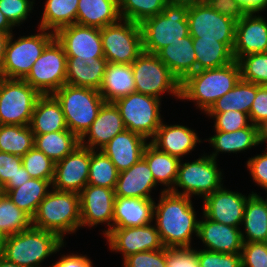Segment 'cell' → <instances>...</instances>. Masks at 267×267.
I'll return each instance as SVG.
<instances>
[{"instance_id":"816d5d0a","label":"cell","mask_w":267,"mask_h":267,"mask_svg":"<svg viewBox=\"0 0 267 267\" xmlns=\"http://www.w3.org/2000/svg\"><path fill=\"white\" fill-rule=\"evenodd\" d=\"M242 267H267V242H244Z\"/></svg>"},{"instance_id":"03108f58","label":"cell","mask_w":267,"mask_h":267,"mask_svg":"<svg viewBox=\"0 0 267 267\" xmlns=\"http://www.w3.org/2000/svg\"><path fill=\"white\" fill-rule=\"evenodd\" d=\"M5 236L0 232V256L2 255Z\"/></svg>"},{"instance_id":"9f6ffc18","label":"cell","mask_w":267,"mask_h":267,"mask_svg":"<svg viewBox=\"0 0 267 267\" xmlns=\"http://www.w3.org/2000/svg\"><path fill=\"white\" fill-rule=\"evenodd\" d=\"M204 2L214 11L234 19L236 22L247 13L236 0H206Z\"/></svg>"},{"instance_id":"d590c367","label":"cell","mask_w":267,"mask_h":267,"mask_svg":"<svg viewBox=\"0 0 267 267\" xmlns=\"http://www.w3.org/2000/svg\"><path fill=\"white\" fill-rule=\"evenodd\" d=\"M193 48L196 55V71L225 66L234 62L232 50L216 40H200L193 37Z\"/></svg>"},{"instance_id":"f1b7e54d","label":"cell","mask_w":267,"mask_h":267,"mask_svg":"<svg viewBox=\"0 0 267 267\" xmlns=\"http://www.w3.org/2000/svg\"><path fill=\"white\" fill-rule=\"evenodd\" d=\"M107 60L93 57H67L66 84L99 90Z\"/></svg>"},{"instance_id":"8fae6325","label":"cell","mask_w":267,"mask_h":267,"mask_svg":"<svg viewBox=\"0 0 267 267\" xmlns=\"http://www.w3.org/2000/svg\"><path fill=\"white\" fill-rule=\"evenodd\" d=\"M104 58L109 63L132 64L143 52L140 24L120 19L101 28Z\"/></svg>"},{"instance_id":"4dcf8cb0","label":"cell","mask_w":267,"mask_h":267,"mask_svg":"<svg viewBox=\"0 0 267 267\" xmlns=\"http://www.w3.org/2000/svg\"><path fill=\"white\" fill-rule=\"evenodd\" d=\"M132 64L107 63L99 93L105 102L113 103L135 92Z\"/></svg>"},{"instance_id":"277c9868","label":"cell","mask_w":267,"mask_h":267,"mask_svg":"<svg viewBox=\"0 0 267 267\" xmlns=\"http://www.w3.org/2000/svg\"><path fill=\"white\" fill-rule=\"evenodd\" d=\"M66 243L57 234L31 226L18 234L5 237L2 256L22 267H42Z\"/></svg>"},{"instance_id":"9a60e30c","label":"cell","mask_w":267,"mask_h":267,"mask_svg":"<svg viewBox=\"0 0 267 267\" xmlns=\"http://www.w3.org/2000/svg\"><path fill=\"white\" fill-rule=\"evenodd\" d=\"M103 237L109 250L122 254L123 260L138 252L165 248L153 222L144 226L112 228Z\"/></svg>"},{"instance_id":"8992f818","label":"cell","mask_w":267,"mask_h":267,"mask_svg":"<svg viewBox=\"0 0 267 267\" xmlns=\"http://www.w3.org/2000/svg\"><path fill=\"white\" fill-rule=\"evenodd\" d=\"M59 101L68 129L79 139L90 128L105 103L98 90L64 84L53 94Z\"/></svg>"},{"instance_id":"9c48e42d","label":"cell","mask_w":267,"mask_h":267,"mask_svg":"<svg viewBox=\"0 0 267 267\" xmlns=\"http://www.w3.org/2000/svg\"><path fill=\"white\" fill-rule=\"evenodd\" d=\"M135 92L162 100L165 93L180 100V81L156 54L142 52L132 63Z\"/></svg>"},{"instance_id":"e7e4bbea","label":"cell","mask_w":267,"mask_h":267,"mask_svg":"<svg viewBox=\"0 0 267 267\" xmlns=\"http://www.w3.org/2000/svg\"><path fill=\"white\" fill-rule=\"evenodd\" d=\"M263 144H267V120L259 127Z\"/></svg>"},{"instance_id":"6da1fadb","label":"cell","mask_w":267,"mask_h":267,"mask_svg":"<svg viewBox=\"0 0 267 267\" xmlns=\"http://www.w3.org/2000/svg\"><path fill=\"white\" fill-rule=\"evenodd\" d=\"M154 203L153 223L165 248L193 247V235H198L197 213L188 196L160 189Z\"/></svg>"},{"instance_id":"4316f807","label":"cell","mask_w":267,"mask_h":267,"mask_svg":"<svg viewBox=\"0 0 267 267\" xmlns=\"http://www.w3.org/2000/svg\"><path fill=\"white\" fill-rule=\"evenodd\" d=\"M156 55L170 69L180 83L196 72V55L193 37L187 35L160 49Z\"/></svg>"},{"instance_id":"5b68a950","label":"cell","mask_w":267,"mask_h":267,"mask_svg":"<svg viewBox=\"0 0 267 267\" xmlns=\"http://www.w3.org/2000/svg\"><path fill=\"white\" fill-rule=\"evenodd\" d=\"M189 5L167 3L162 13L145 19L141 24L143 51L156 54L163 47L189 34Z\"/></svg>"},{"instance_id":"680465c9","label":"cell","mask_w":267,"mask_h":267,"mask_svg":"<svg viewBox=\"0 0 267 267\" xmlns=\"http://www.w3.org/2000/svg\"><path fill=\"white\" fill-rule=\"evenodd\" d=\"M247 12H263L267 8V0H236Z\"/></svg>"},{"instance_id":"7dc6e473","label":"cell","mask_w":267,"mask_h":267,"mask_svg":"<svg viewBox=\"0 0 267 267\" xmlns=\"http://www.w3.org/2000/svg\"><path fill=\"white\" fill-rule=\"evenodd\" d=\"M205 114L215 120L214 131L234 132L252 124L249 114L244 112L230 110L226 112H206Z\"/></svg>"},{"instance_id":"7402d4cb","label":"cell","mask_w":267,"mask_h":267,"mask_svg":"<svg viewBox=\"0 0 267 267\" xmlns=\"http://www.w3.org/2000/svg\"><path fill=\"white\" fill-rule=\"evenodd\" d=\"M124 130L126 128L116 105L105 102L90 128L80 138V145L91 150H100Z\"/></svg>"},{"instance_id":"484cf974","label":"cell","mask_w":267,"mask_h":267,"mask_svg":"<svg viewBox=\"0 0 267 267\" xmlns=\"http://www.w3.org/2000/svg\"><path fill=\"white\" fill-rule=\"evenodd\" d=\"M215 134L204 141H208L214 148L212 153L208 154L217 160V156L223 153H241L245 150H251L259 144L263 145L262 136L258 126L251 124L249 127L234 131L222 132L214 131Z\"/></svg>"},{"instance_id":"f546056e","label":"cell","mask_w":267,"mask_h":267,"mask_svg":"<svg viewBox=\"0 0 267 267\" xmlns=\"http://www.w3.org/2000/svg\"><path fill=\"white\" fill-rule=\"evenodd\" d=\"M29 126L33 134H45L68 129L62 107L53 94L39 96Z\"/></svg>"},{"instance_id":"83f0119b","label":"cell","mask_w":267,"mask_h":267,"mask_svg":"<svg viewBox=\"0 0 267 267\" xmlns=\"http://www.w3.org/2000/svg\"><path fill=\"white\" fill-rule=\"evenodd\" d=\"M154 199L116 196L113 228L144 226L153 222Z\"/></svg>"},{"instance_id":"c3c4849f","label":"cell","mask_w":267,"mask_h":267,"mask_svg":"<svg viewBox=\"0 0 267 267\" xmlns=\"http://www.w3.org/2000/svg\"><path fill=\"white\" fill-rule=\"evenodd\" d=\"M35 0H0V11L14 27L27 21L34 9Z\"/></svg>"},{"instance_id":"f35d334b","label":"cell","mask_w":267,"mask_h":267,"mask_svg":"<svg viewBox=\"0 0 267 267\" xmlns=\"http://www.w3.org/2000/svg\"><path fill=\"white\" fill-rule=\"evenodd\" d=\"M257 92V84L240 81L225 95L215 101L207 112L239 111L250 113Z\"/></svg>"},{"instance_id":"be15d7a7","label":"cell","mask_w":267,"mask_h":267,"mask_svg":"<svg viewBox=\"0 0 267 267\" xmlns=\"http://www.w3.org/2000/svg\"><path fill=\"white\" fill-rule=\"evenodd\" d=\"M0 267H22V266H19L18 264H15L9 261L8 259H6L5 257L1 255L0 256Z\"/></svg>"},{"instance_id":"4fadbf2b","label":"cell","mask_w":267,"mask_h":267,"mask_svg":"<svg viewBox=\"0 0 267 267\" xmlns=\"http://www.w3.org/2000/svg\"><path fill=\"white\" fill-rule=\"evenodd\" d=\"M39 96L24 79L4 78L0 86V125H29Z\"/></svg>"},{"instance_id":"91938a15","label":"cell","mask_w":267,"mask_h":267,"mask_svg":"<svg viewBox=\"0 0 267 267\" xmlns=\"http://www.w3.org/2000/svg\"><path fill=\"white\" fill-rule=\"evenodd\" d=\"M14 26L9 22L5 15L0 11V32L12 34Z\"/></svg>"},{"instance_id":"f5cc1de1","label":"cell","mask_w":267,"mask_h":267,"mask_svg":"<svg viewBox=\"0 0 267 267\" xmlns=\"http://www.w3.org/2000/svg\"><path fill=\"white\" fill-rule=\"evenodd\" d=\"M166 267H199L198 248H166Z\"/></svg>"},{"instance_id":"30bf717a","label":"cell","mask_w":267,"mask_h":267,"mask_svg":"<svg viewBox=\"0 0 267 267\" xmlns=\"http://www.w3.org/2000/svg\"><path fill=\"white\" fill-rule=\"evenodd\" d=\"M161 102L154 96L133 92L113 103L119 110L125 128L150 140L164 120L160 113Z\"/></svg>"},{"instance_id":"44dd1931","label":"cell","mask_w":267,"mask_h":267,"mask_svg":"<svg viewBox=\"0 0 267 267\" xmlns=\"http://www.w3.org/2000/svg\"><path fill=\"white\" fill-rule=\"evenodd\" d=\"M200 219L197 238L204 244L205 250L225 254H241L244 243L241 228L224 225L210 220L204 215Z\"/></svg>"},{"instance_id":"1f68e13d","label":"cell","mask_w":267,"mask_h":267,"mask_svg":"<svg viewBox=\"0 0 267 267\" xmlns=\"http://www.w3.org/2000/svg\"><path fill=\"white\" fill-rule=\"evenodd\" d=\"M121 19L118 0H79L76 24L104 28Z\"/></svg>"},{"instance_id":"2e32d148","label":"cell","mask_w":267,"mask_h":267,"mask_svg":"<svg viewBox=\"0 0 267 267\" xmlns=\"http://www.w3.org/2000/svg\"><path fill=\"white\" fill-rule=\"evenodd\" d=\"M81 227H97L106 224L107 228L102 231L105 236L113 228L114 216V189L86 185L79 193Z\"/></svg>"},{"instance_id":"cb8c5ba5","label":"cell","mask_w":267,"mask_h":267,"mask_svg":"<svg viewBox=\"0 0 267 267\" xmlns=\"http://www.w3.org/2000/svg\"><path fill=\"white\" fill-rule=\"evenodd\" d=\"M149 143L144 136L128 129L114 136L100 150L107 155L116 169L121 172L129 169L142 157Z\"/></svg>"},{"instance_id":"52a82bcc","label":"cell","mask_w":267,"mask_h":267,"mask_svg":"<svg viewBox=\"0 0 267 267\" xmlns=\"http://www.w3.org/2000/svg\"><path fill=\"white\" fill-rule=\"evenodd\" d=\"M202 155V156H201ZM193 162L180 160L178 176L171 192L193 198L204 199L224 185L223 172L211 156L201 154ZM178 187L182 190L179 191Z\"/></svg>"},{"instance_id":"60d3db41","label":"cell","mask_w":267,"mask_h":267,"mask_svg":"<svg viewBox=\"0 0 267 267\" xmlns=\"http://www.w3.org/2000/svg\"><path fill=\"white\" fill-rule=\"evenodd\" d=\"M32 226V218L0 192V232L5 236L18 234Z\"/></svg>"},{"instance_id":"ee69618b","label":"cell","mask_w":267,"mask_h":267,"mask_svg":"<svg viewBox=\"0 0 267 267\" xmlns=\"http://www.w3.org/2000/svg\"><path fill=\"white\" fill-rule=\"evenodd\" d=\"M121 19L141 24L145 19L162 13L166 0H118Z\"/></svg>"},{"instance_id":"d4e9b609","label":"cell","mask_w":267,"mask_h":267,"mask_svg":"<svg viewBox=\"0 0 267 267\" xmlns=\"http://www.w3.org/2000/svg\"><path fill=\"white\" fill-rule=\"evenodd\" d=\"M153 174L142 157L129 169L119 172V177L114 189L115 196L125 198H152L151 192L156 189Z\"/></svg>"},{"instance_id":"6125c7cd","label":"cell","mask_w":267,"mask_h":267,"mask_svg":"<svg viewBox=\"0 0 267 267\" xmlns=\"http://www.w3.org/2000/svg\"><path fill=\"white\" fill-rule=\"evenodd\" d=\"M169 4H185V5H193L195 3H199V0H166Z\"/></svg>"},{"instance_id":"7bdbcfd3","label":"cell","mask_w":267,"mask_h":267,"mask_svg":"<svg viewBox=\"0 0 267 267\" xmlns=\"http://www.w3.org/2000/svg\"><path fill=\"white\" fill-rule=\"evenodd\" d=\"M29 173L22 165L21 156L0 151V189L10 191L20 187L30 179Z\"/></svg>"},{"instance_id":"74e56055","label":"cell","mask_w":267,"mask_h":267,"mask_svg":"<svg viewBox=\"0 0 267 267\" xmlns=\"http://www.w3.org/2000/svg\"><path fill=\"white\" fill-rule=\"evenodd\" d=\"M79 0H46L38 28L56 33L60 28L76 24Z\"/></svg>"},{"instance_id":"94428289","label":"cell","mask_w":267,"mask_h":267,"mask_svg":"<svg viewBox=\"0 0 267 267\" xmlns=\"http://www.w3.org/2000/svg\"><path fill=\"white\" fill-rule=\"evenodd\" d=\"M9 34L0 32V69L3 65L5 58V47L9 38Z\"/></svg>"},{"instance_id":"f6af8a7d","label":"cell","mask_w":267,"mask_h":267,"mask_svg":"<svg viewBox=\"0 0 267 267\" xmlns=\"http://www.w3.org/2000/svg\"><path fill=\"white\" fill-rule=\"evenodd\" d=\"M238 63L242 80L267 85V52L242 56Z\"/></svg>"},{"instance_id":"ba28073f","label":"cell","mask_w":267,"mask_h":267,"mask_svg":"<svg viewBox=\"0 0 267 267\" xmlns=\"http://www.w3.org/2000/svg\"><path fill=\"white\" fill-rule=\"evenodd\" d=\"M37 34L23 35L14 39L10 34L5 47V58L0 69L4 78L24 79L46 46L55 38V33L38 28Z\"/></svg>"},{"instance_id":"ffe728a7","label":"cell","mask_w":267,"mask_h":267,"mask_svg":"<svg viewBox=\"0 0 267 267\" xmlns=\"http://www.w3.org/2000/svg\"><path fill=\"white\" fill-rule=\"evenodd\" d=\"M55 38L67 57L104 58L100 28L72 24L60 28Z\"/></svg>"},{"instance_id":"f907efd6","label":"cell","mask_w":267,"mask_h":267,"mask_svg":"<svg viewBox=\"0 0 267 267\" xmlns=\"http://www.w3.org/2000/svg\"><path fill=\"white\" fill-rule=\"evenodd\" d=\"M122 262L123 267H166V248L138 252Z\"/></svg>"},{"instance_id":"bcb514c9","label":"cell","mask_w":267,"mask_h":267,"mask_svg":"<svg viewBox=\"0 0 267 267\" xmlns=\"http://www.w3.org/2000/svg\"><path fill=\"white\" fill-rule=\"evenodd\" d=\"M22 158V165L31 178L53 182L55 162L36 147L30 149Z\"/></svg>"},{"instance_id":"603a6c76","label":"cell","mask_w":267,"mask_h":267,"mask_svg":"<svg viewBox=\"0 0 267 267\" xmlns=\"http://www.w3.org/2000/svg\"><path fill=\"white\" fill-rule=\"evenodd\" d=\"M196 130L185 125L170 124L164 121L160 124L155 136L150 142L159 150L172 156L183 159L197 147V143H203Z\"/></svg>"},{"instance_id":"8d00e7d4","label":"cell","mask_w":267,"mask_h":267,"mask_svg":"<svg viewBox=\"0 0 267 267\" xmlns=\"http://www.w3.org/2000/svg\"><path fill=\"white\" fill-rule=\"evenodd\" d=\"M78 145H80V139L69 129L34 134V147L55 163L69 155Z\"/></svg>"},{"instance_id":"ab89813d","label":"cell","mask_w":267,"mask_h":267,"mask_svg":"<svg viewBox=\"0 0 267 267\" xmlns=\"http://www.w3.org/2000/svg\"><path fill=\"white\" fill-rule=\"evenodd\" d=\"M34 147V134L29 125H0V151L24 156Z\"/></svg>"},{"instance_id":"ac0fdd59","label":"cell","mask_w":267,"mask_h":267,"mask_svg":"<svg viewBox=\"0 0 267 267\" xmlns=\"http://www.w3.org/2000/svg\"><path fill=\"white\" fill-rule=\"evenodd\" d=\"M90 149L78 145L69 155L55 163L52 188L80 193L88 183Z\"/></svg>"},{"instance_id":"003e7915","label":"cell","mask_w":267,"mask_h":267,"mask_svg":"<svg viewBox=\"0 0 267 267\" xmlns=\"http://www.w3.org/2000/svg\"><path fill=\"white\" fill-rule=\"evenodd\" d=\"M3 79H4V76H3V75L1 74V72H0V86H1V84H2Z\"/></svg>"},{"instance_id":"7a4b0ae2","label":"cell","mask_w":267,"mask_h":267,"mask_svg":"<svg viewBox=\"0 0 267 267\" xmlns=\"http://www.w3.org/2000/svg\"><path fill=\"white\" fill-rule=\"evenodd\" d=\"M240 79L241 70L236 60L222 67L196 71L181 82L180 100L193 101L205 114Z\"/></svg>"},{"instance_id":"d6a6232c","label":"cell","mask_w":267,"mask_h":267,"mask_svg":"<svg viewBox=\"0 0 267 267\" xmlns=\"http://www.w3.org/2000/svg\"><path fill=\"white\" fill-rule=\"evenodd\" d=\"M242 226L243 242H267V197L256 193L247 199Z\"/></svg>"},{"instance_id":"5bb4252c","label":"cell","mask_w":267,"mask_h":267,"mask_svg":"<svg viewBox=\"0 0 267 267\" xmlns=\"http://www.w3.org/2000/svg\"><path fill=\"white\" fill-rule=\"evenodd\" d=\"M189 34L200 40H216L233 50L236 21L214 11L205 2L189 5Z\"/></svg>"},{"instance_id":"e575fe53","label":"cell","mask_w":267,"mask_h":267,"mask_svg":"<svg viewBox=\"0 0 267 267\" xmlns=\"http://www.w3.org/2000/svg\"><path fill=\"white\" fill-rule=\"evenodd\" d=\"M51 188L52 182L49 180L30 178L20 187L1 192L6 194L19 209H22L32 218L40 202L50 192Z\"/></svg>"},{"instance_id":"e0dca14e","label":"cell","mask_w":267,"mask_h":267,"mask_svg":"<svg viewBox=\"0 0 267 267\" xmlns=\"http://www.w3.org/2000/svg\"><path fill=\"white\" fill-rule=\"evenodd\" d=\"M252 194L256 192L247 196L222 186L203 199L202 214L210 220L241 228L245 205Z\"/></svg>"},{"instance_id":"11a10c76","label":"cell","mask_w":267,"mask_h":267,"mask_svg":"<svg viewBox=\"0 0 267 267\" xmlns=\"http://www.w3.org/2000/svg\"><path fill=\"white\" fill-rule=\"evenodd\" d=\"M253 125L260 127L267 120V85H257V92L249 113Z\"/></svg>"},{"instance_id":"7c38bea8","label":"cell","mask_w":267,"mask_h":267,"mask_svg":"<svg viewBox=\"0 0 267 267\" xmlns=\"http://www.w3.org/2000/svg\"><path fill=\"white\" fill-rule=\"evenodd\" d=\"M67 56L54 38L45 48L24 80L40 95L54 94L66 84Z\"/></svg>"},{"instance_id":"836d02e7","label":"cell","mask_w":267,"mask_h":267,"mask_svg":"<svg viewBox=\"0 0 267 267\" xmlns=\"http://www.w3.org/2000/svg\"><path fill=\"white\" fill-rule=\"evenodd\" d=\"M143 158L146 160L156 184L163 186V191H171L178 176L180 159L159 150L150 141L145 147Z\"/></svg>"},{"instance_id":"d6986e66","label":"cell","mask_w":267,"mask_h":267,"mask_svg":"<svg viewBox=\"0 0 267 267\" xmlns=\"http://www.w3.org/2000/svg\"><path fill=\"white\" fill-rule=\"evenodd\" d=\"M261 12H247L236 22L234 60L242 56L267 52V20Z\"/></svg>"},{"instance_id":"681fc988","label":"cell","mask_w":267,"mask_h":267,"mask_svg":"<svg viewBox=\"0 0 267 267\" xmlns=\"http://www.w3.org/2000/svg\"><path fill=\"white\" fill-rule=\"evenodd\" d=\"M199 267H242L241 254L198 250Z\"/></svg>"},{"instance_id":"b9f144b4","label":"cell","mask_w":267,"mask_h":267,"mask_svg":"<svg viewBox=\"0 0 267 267\" xmlns=\"http://www.w3.org/2000/svg\"><path fill=\"white\" fill-rule=\"evenodd\" d=\"M119 171L101 150L90 149L88 185L115 189Z\"/></svg>"},{"instance_id":"6f0895ef","label":"cell","mask_w":267,"mask_h":267,"mask_svg":"<svg viewBox=\"0 0 267 267\" xmlns=\"http://www.w3.org/2000/svg\"><path fill=\"white\" fill-rule=\"evenodd\" d=\"M89 256L83 254L70 253L61 255L58 261L52 263L49 267H93V261Z\"/></svg>"},{"instance_id":"3957f363","label":"cell","mask_w":267,"mask_h":267,"mask_svg":"<svg viewBox=\"0 0 267 267\" xmlns=\"http://www.w3.org/2000/svg\"><path fill=\"white\" fill-rule=\"evenodd\" d=\"M32 226L53 232L66 241L67 234L76 233L81 228L79 194L51 188L32 217Z\"/></svg>"},{"instance_id":"db71d44e","label":"cell","mask_w":267,"mask_h":267,"mask_svg":"<svg viewBox=\"0 0 267 267\" xmlns=\"http://www.w3.org/2000/svg\"><path fill=\"white\" fill-rule=\"evenodd\" d=\"M265 149L266 152L249 157L246 167L253 182L267 193V147Z\"/></svg>"}]
</instances>
